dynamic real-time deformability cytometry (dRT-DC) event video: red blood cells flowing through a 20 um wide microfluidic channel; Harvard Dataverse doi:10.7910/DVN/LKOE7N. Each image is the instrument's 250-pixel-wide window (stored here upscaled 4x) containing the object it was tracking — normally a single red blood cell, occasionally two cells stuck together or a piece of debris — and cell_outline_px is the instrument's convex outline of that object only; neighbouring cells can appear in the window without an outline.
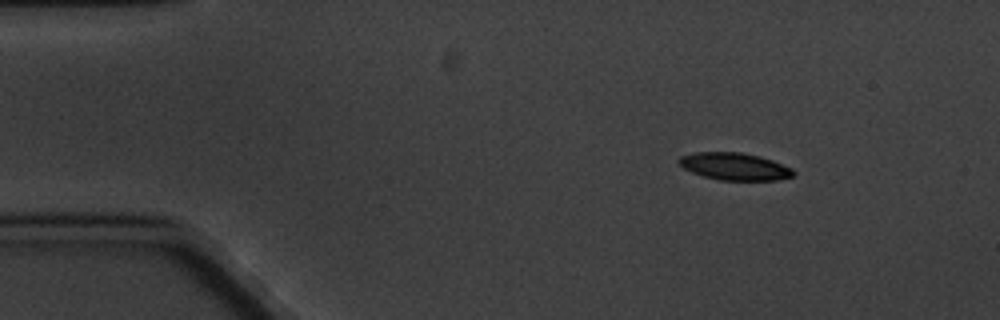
{"species": "common noctule bat (a hibernating species)", "species_latin": "Nyctalus noctula", "temperature_condition": "cold", "stored_images_in_passage": 4, "camera_frame_rate_fps": 3000, "um_per_image_px": 0.085, "animal": {"sex": "male", "body_mass_g": 20.1, "forearm_length_mm": 53.5}, "frame": {"image": 1, "passage_image": 1, "time_ms": 0.0, "image_size_px": [1000, 320], "cell_outline_px": [[796, 172], [792, 176], [776, 180], [720, 180], [704, 176], [692, 172], [684, 168], [676, 160], [680, 156], [696, 152], [740, 152], [760, 156], [772, 160], [792, 168]], "centroid_in_image_um": [62.44, 14.14], "position_along_channel_um": 22.6, "area_um2": 18.15}}
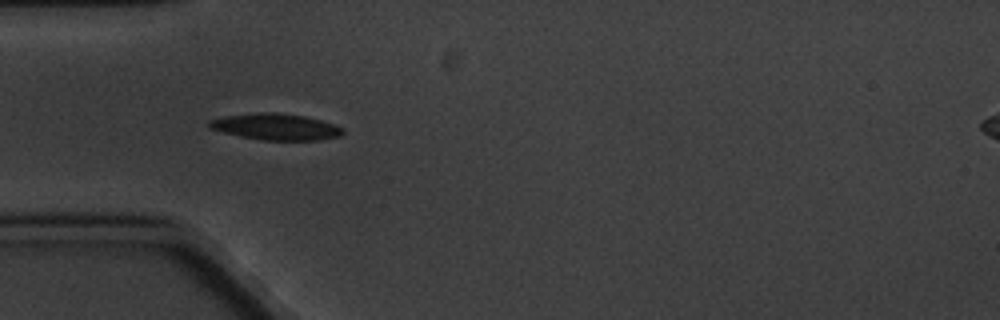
{"frame": {"image": 2, "passage_image": 3, "time_ms": 3.333, "image_size_px": [1000, 320], "cell_outline_px": [[344, 132], [340, 136], [320, 140], [260, 140], [240, 136], [208, 128], [208, 120], [228, 116], [260, 112], [276, 112], [304, 116], [336, 124], [344, 128]], "centroid_in_image_um": [23.48, 10.78], "position_along_channel_um": 61.5, "area_um2": 20.52}}